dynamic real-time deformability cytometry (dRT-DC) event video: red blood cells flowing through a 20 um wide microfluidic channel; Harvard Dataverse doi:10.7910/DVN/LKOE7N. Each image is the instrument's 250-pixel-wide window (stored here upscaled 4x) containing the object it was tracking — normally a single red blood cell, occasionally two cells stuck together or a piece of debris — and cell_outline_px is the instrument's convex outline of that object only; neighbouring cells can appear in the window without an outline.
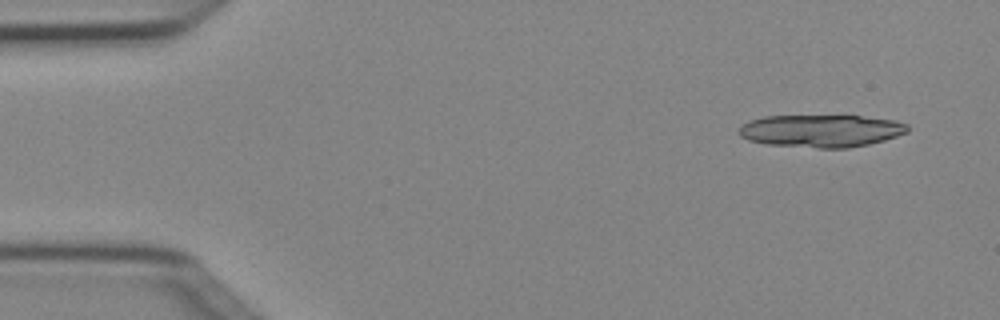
{"species": "Egyptian fruit bat (a non-hibernating species)", "species_latin": "Rousettus aegyptiacus", "temperature_condition": "cold", "stored_images_in_passage": 3, "camera_frame_rate_fps": 3000, "um_per_image_px": 0.085, "animal": {"sex": "female"}, "frame": {"image": 1, "passage_image": 1, "time_ms": 0.0, "image_size_px": [1000, 320], "cell_outline_px": [[908, 132], [884, 140], [868, 144], [848, 148], [820, 148], [768, 144], [748, 140], [740, 136], [736, 132], [748, 120], [764, 116], [860, 116], [896, 120], [908, 124]], "centroid_in_image_um": [69.79, 11.12], "position_along_channel_um": 15.2, "area_um2": 31.96}}